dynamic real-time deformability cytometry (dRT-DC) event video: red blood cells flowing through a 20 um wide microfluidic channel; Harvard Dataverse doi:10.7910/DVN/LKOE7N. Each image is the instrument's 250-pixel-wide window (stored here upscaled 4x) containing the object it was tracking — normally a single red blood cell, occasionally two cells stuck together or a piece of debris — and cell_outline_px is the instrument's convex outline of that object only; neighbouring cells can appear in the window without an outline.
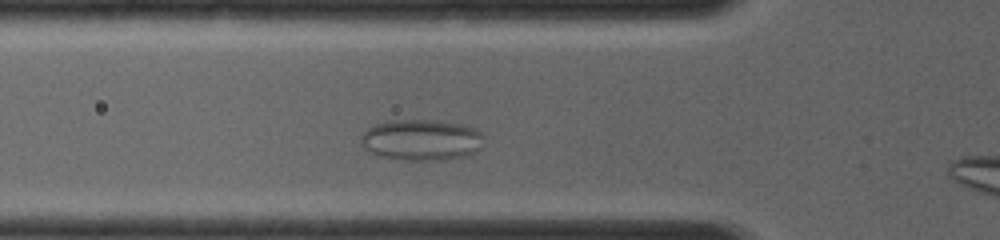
{"species": "common noctule bat (a hibernating species)", "species_latin": "Nyctalus noctula", "temperature_condition": "room temperature", "stored_images_in_passage": 36, "camera_frame_rate_fps": 4000, "um_per_image_px": 0.085, "animal": {"sex": "female", "body_mass_g": 19.0, "forearm_length_mm": 56.7}, "frame": {"image": 1, "passage_image": 8, "time_ms": 2.25, "image_size_px": [1000, 240], "cell_outline_px": [[484, 136], [480, 148], [476, 152], [468, 156], [440, 160], [408, 160], [376, 156], [364, 148], [360, 144], [360, 136], [368, 128], [376, 124], [388, 120], [436, 120], [460, 124], [476, 128]], "centroid_in_image_um": [35.81, 11.9], "position_along_channel_um": 90.0, "area_um2": 29.77}}
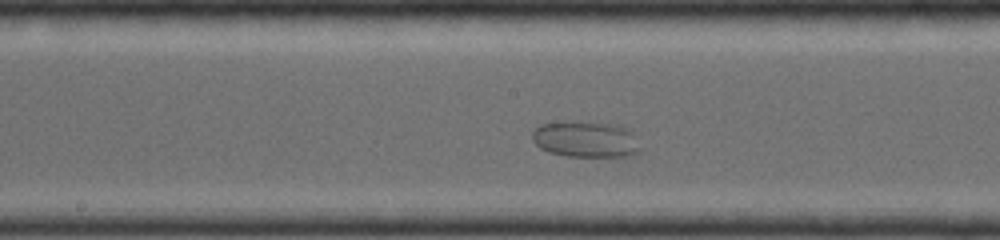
{"frame": {"image": 2, "passage_image": 17, "time_ms": 4.75, "image_size_px": [1000, 240], "cell_outline_px": [[640, 148], [636, 152], [628, 156], [568, 156], [548, 152], [540, 148], [532, 140], [532, 132], [540, 124], [620, 124], [632, 132]], "centroid_in_image_um": [49.79, 11.88], "position_along_channel_um": 198.4, "area_um2": 21.85}}
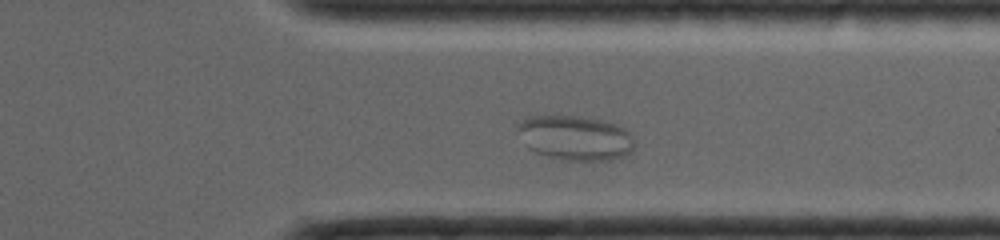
{"frame": {"image": 3, "passage_image": 29, "time_ms": 8.5, "image_size_px": [1000, 240], "cell_outline_px": [[632, 148], [620, 160], [564, 160], [536, 152], [528, 148], [516, 128], [516, 124], [520, 120], [528, 116], [576, 116], [600, 120], [616, 124], [624, 128], [632, 136]], "centroid_in_image_um": [48.87, 11.71], "position_along_channel_um": 362.5, "area_um2": 30.23}}